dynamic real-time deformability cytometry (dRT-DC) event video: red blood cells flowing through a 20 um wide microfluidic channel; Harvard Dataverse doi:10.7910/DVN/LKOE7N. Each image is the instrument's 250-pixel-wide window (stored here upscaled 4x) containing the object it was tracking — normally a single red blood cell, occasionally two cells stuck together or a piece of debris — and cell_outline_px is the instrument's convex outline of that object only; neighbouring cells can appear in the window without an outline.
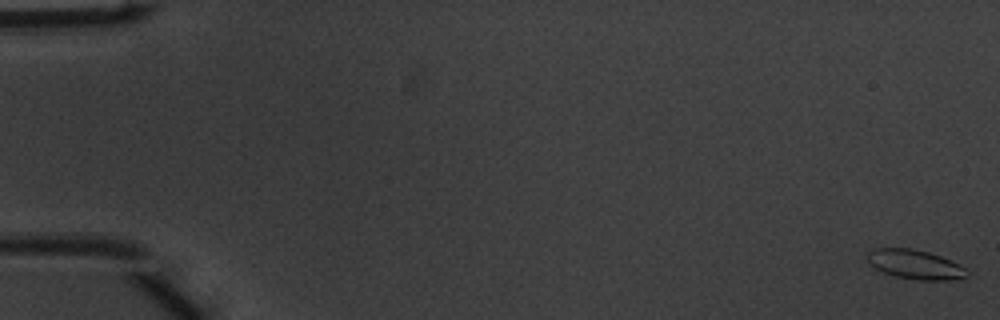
{"species": "common noctule bat (a hibernating species)", "species_latin": "Nyctalus noctula", "temperature_condition": "warm", "stored_images_in_passage": 52, "camera_frame_rate_fps": 3000, "um_per_image_px": 0.085, "animal": {"sex": "male", "body_mass_g": 20.1, "forearm_length_mm": 53.5}, "frame": {"image": 1, "passage_image": 1, "time_ms": 0.0, "image_size_px": [1000, 320], "cell_outline_px": [[968, 276], [948, 280], [916, 280], [896, 276], [884, 272], [876, 268], [868, 260], [868, 252], [876, 248], [912, 248], [928, 252], [940, 256], [964, 268], [968, 272]], "centroid_in_image_um": [77.78, 22.48], "position_along_channel_um": 7.2, "area_um2": 16.59}}
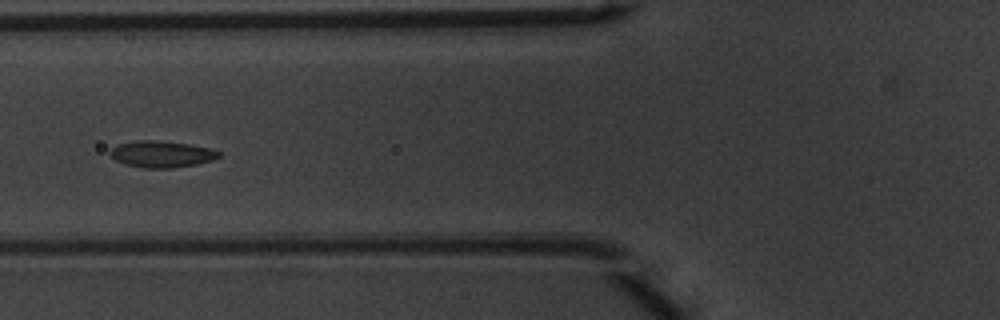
{"frame": {"image": 2, "passage_image": 21, "time_ms": 6.667, "image_size_px": [1000, 320], "cell_outline_px": [[220, 156], [212, 160], [196, 164], [172, 168], [144, 168], [124, 164], [116, 160], [108, 152], [116, 144], [136, 140], [156, 140], [188, 144], [208, 148], [220, 152]], "centroid_in_image_um": [13.69, 13.1], "position_along_channel_um": 112.1, "area_um2": 16.76}}
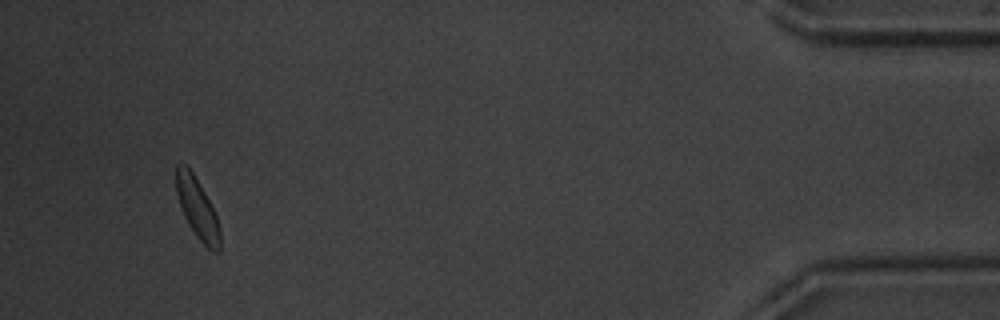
{"frame": {"image": 3, "passage_image": 49, "time_ms": 16.0, "image_size_px": [1000, 320], "cell_outline_px": [[220, 252], [212, 252], [192, 232], [180, 208], [176, 192], [176, 164], [180, 160], [192, 172], [204, 192], [216, 216], [220, 228]], "centroid_in_image_um": [16.75, 17.72], "position_along_channel_um": 418.5, "area_um2": 15.43}, "authors_computed_cell_mechanics": {"area_um2": 16.1551, "velocity_mm_per_s": 4.0031, "shape_relaxation_time_tau1_ms": null, "shape_relaxation_time_tau2_ms": 2.8349, "deformation_change_tau1": null, "deformation_change_tau2": 0.0716}}